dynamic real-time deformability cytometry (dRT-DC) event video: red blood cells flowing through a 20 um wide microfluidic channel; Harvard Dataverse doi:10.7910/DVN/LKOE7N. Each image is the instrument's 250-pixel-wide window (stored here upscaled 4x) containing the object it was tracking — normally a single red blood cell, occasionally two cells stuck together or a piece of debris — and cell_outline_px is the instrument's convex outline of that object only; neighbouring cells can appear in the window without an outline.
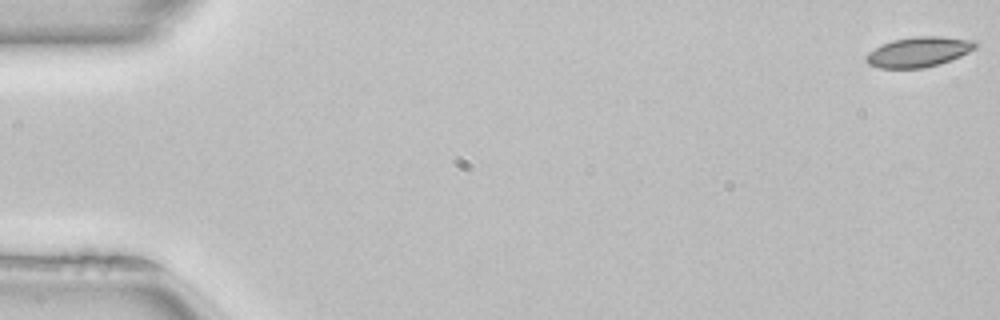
{"species": "common noctule bat (a hibernating species)", "species_latin": "Nyctalus noctula", "temperature_condition": "room temperature", "stored_images_in_passage": 52, "camera_frame_rate_fps": 3000, "um_per_image_px": 0.085, "animal": {"sex": "female", "body_mass_g": 22.7, "forearm_length_mm": 54.2}, "frame": {"image": 1, "passage_image": 1, "time_ms": 0.0, "image_size_px": [1000, 320], "cell_outline_px": [[976, 48], [960, 56], [940, 64], [924, 68], [880, 68], [868, 64], [864, 60], [864, 56], [868, 52], [892, 40], [912, 36], [940, 36], [976, 40]], "centroid_in_image_um": [78.08, 4.41], "position_along_channel_um": 6.9, "area_um2": 19.25}}
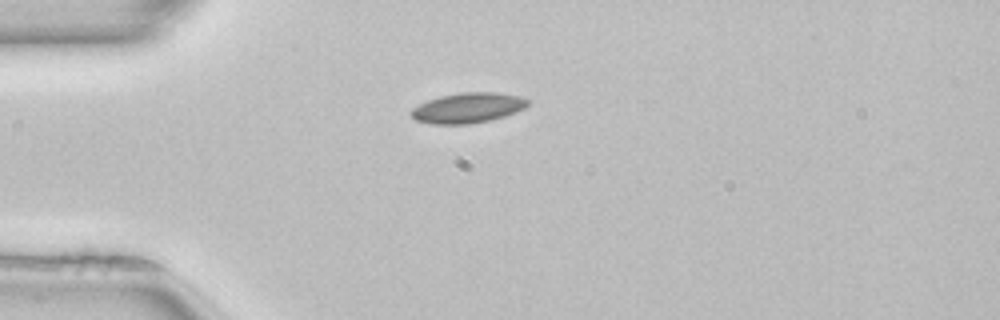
{"frame": {"image": 2, "passage_image": 14, "time_ms": 4.333, "image_size_px": [1000, 320], "cell_outline_px": [[528, 104], [524, 108], [516, 112], [504, 116], [488, 120], [468, 124], [432, 124], [416, 120], [408, 112], [412, 108], [428, 100], [440, 96], [460, 92], [496, 92], [520, 96], [528, 100]], "centroid_in_image_um": [39.74, 9.16], "position_along_channel_um": 45.3, "area_um2": 20.46}}
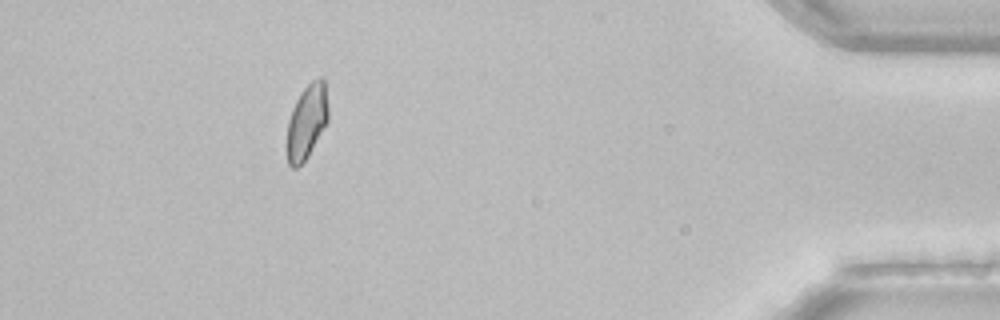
{"frame": {"image": 3, "passage_image": 47, "time_ms": 15.333, "image_size_px": [1000, 320], "cell_outline_px": [[328, 120], [308, 156], [296, 168], [292, 168], [288, 164], [288, 120], [292, 108], [300, 92], [312, 80], [320, 76], [324, 80], [328, 108]], "centroid_in_image_um": [26.08, 10.3], "position_along_channel_um": 409.1, "area_um2": 17.63}, "authors_computed_cell_mechanics": {"area_um2": 18.9584, "velocity_mm_per_s": 4.0005, "shape_relaxation_time_tau1_ms": 7.3448, "shape_relaxation_time_tau2_ms": 3.0643, "deformation_change_tau1": 0.1154, "deformation_change_tau2": 0.061}}